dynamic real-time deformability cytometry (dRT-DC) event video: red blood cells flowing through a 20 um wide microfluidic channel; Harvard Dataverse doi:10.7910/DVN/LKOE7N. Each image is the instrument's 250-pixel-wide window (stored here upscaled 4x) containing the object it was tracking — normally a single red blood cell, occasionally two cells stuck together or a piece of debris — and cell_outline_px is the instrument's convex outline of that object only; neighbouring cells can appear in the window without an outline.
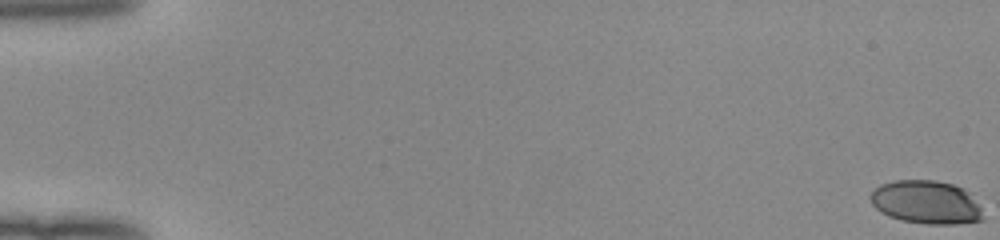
{"species": "human", "species_latin": "Homo sapiens", "temperature_condition": "room temperature", "stored_images_in_passage": 53, "camera_frame_rate_fps": 3000, "um_per_image_px": 0.085, "donor": {"sex": "female"}, "frame": {"image": 1, "passage_image": 1, "time_ms": 0.0, "image_size_px": [1000, 240], "cell_outline_px": [[980, 220], [956, 224], [928, 224], [900, 220], [888, 216], [880, 212], [872, 204], [872, 192], [880, 184], [896, 180], [936, 180], [952, 184], [968, 192], [980, 208]], "centroid_in_image_um": [78.68, 17.19], "position_along_channel_um": 6.3, "area_um2": 27.98}}
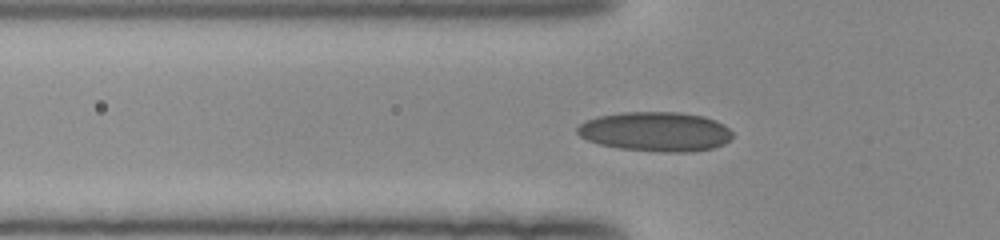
{"frame": {"image": 2, "passage_image": 20, "time_ms": 6.333, "image_size_px": [1000, 240], "cell_outline_px": [[732, 136], [724, 144], [712, 148], [688, 152], [664, 152], [620, 148], [600, 144], [588, 140], [580, 136], [576, 132], [576, 128], [580, 124], [588, 120], [600, 116], [624, 112], [680, 112], [704, 116], [716, 120], [724, 124], [732, 132]], "centroid_in_image_um": [55.75, 11.18], "position_along_channel_um": 70.1, "area_um2": 35.6}}
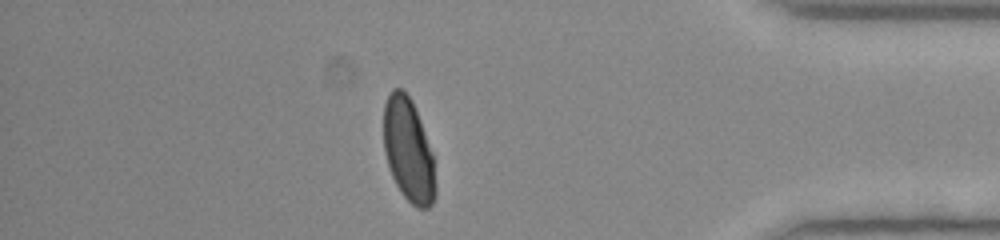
{"frame": {"image": 3, "passage_image": 47, "time_ms": 15.333, "image_size_px": [1000, 240], "cell_outline_px": [[436, 192], [432, 204], [428, 208], [416, 208], [400, 192], [392, 176], [384, 152], [384, 104], [392, 88], [404, 88], [412, 100], [432, 152], [436, 188]], "centroid_in_image_um": [34.71, 12.76], "position_along_channel_um": 400.5, "area_um2": 31.21}, "authors_computed_cell_mechanics": {"area_um2": 32.2524, "velocity_mm_per_s": 4.0283, "shape_relaxation_time_tau1_ms": 4.8953, "shape_relaxation_time_tau2_ms": null, "deformation_change_tau1": 0.1775, "deformation_change_tau2": null}}